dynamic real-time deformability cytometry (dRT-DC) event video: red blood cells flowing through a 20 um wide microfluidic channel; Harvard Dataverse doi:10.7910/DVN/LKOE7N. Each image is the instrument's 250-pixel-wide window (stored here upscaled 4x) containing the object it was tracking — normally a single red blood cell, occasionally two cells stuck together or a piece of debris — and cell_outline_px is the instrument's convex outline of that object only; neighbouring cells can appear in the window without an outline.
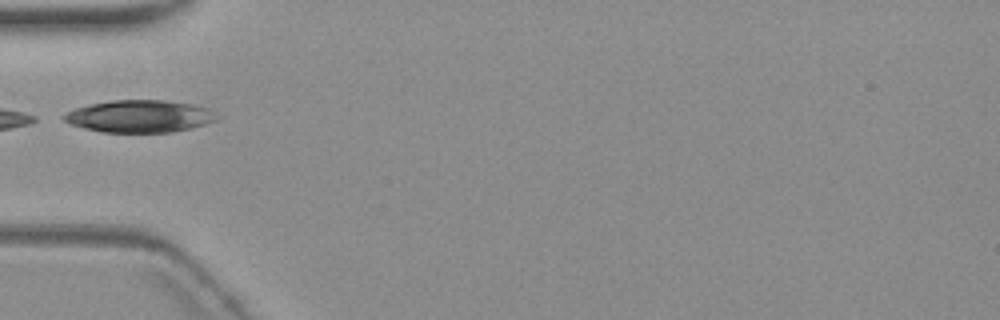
{"species": "common noctule bat (a hibernating species)", "species_latin": "Nyctalus noctula", "temperature_condition": "warm", "stored_images_in_passage": 8, "camera_frame_rate_fps": 3000, "um_per_image_px": 0.085, "animal": {"sex": "female", "body_mass_g": 19.3, "forearm_length_mm": 54.1}, "frame": {"image": 1, "passage_image": 2, "time_ms": 2.333, "image_size_px": [1000, 320], "cell_outline_px": [[216, 120], [204, 124], [172, 132], [104, 132], [84, 128], [72, 124], [64, 120], [64, 116], [68, 112], [76, 108], [88, 104], [112, 100], [164, 100], [192, 104], [208, 108], [212, 112]], "centroid_in_image_um": [11.84, 9.87], "position_along_channel_um": 73.2, "area_um2": 28.26}}
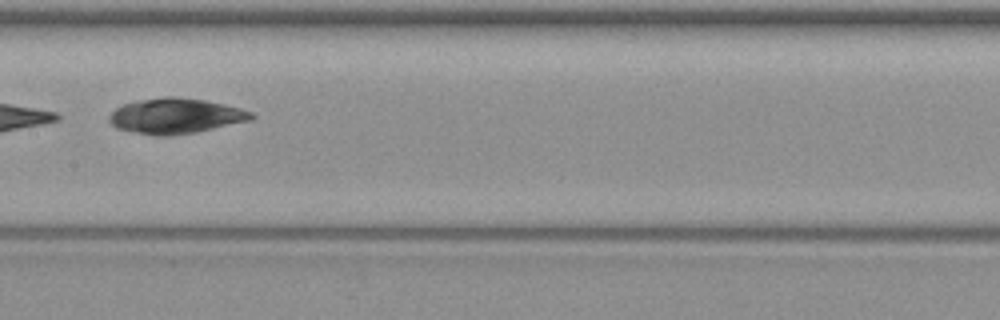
{"frame": {"image": 2, "passage_image": 5, "time_ms": 5.667, "image_size_px": [1000, 320], "cell_outline_px": [[256, 116], [252, 120], [196, 132], [168, 136], [156, 136], [116, 128], [108, 120], [108, 116], [116, 108], [124, 104], [136, 100], [164, 96], [176, 96], [204, 100], [224, 104], [240, 108], [252, 112]], "centroid_in_image_um": [14.93, 9.85], "position_along_channel_um": 192.5, "area_um2": 29.36}}
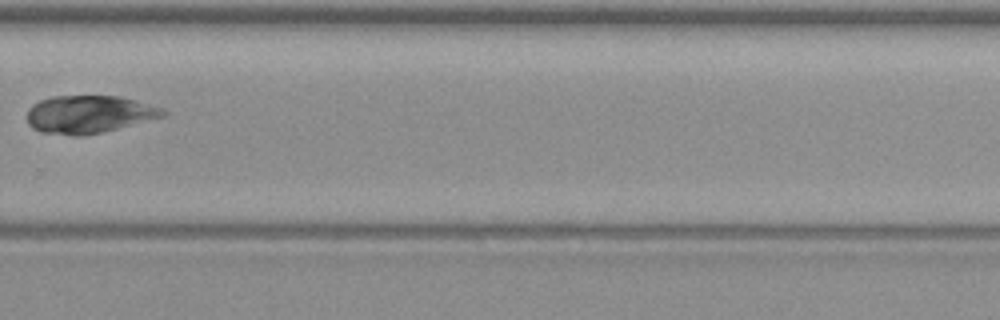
{"frame": {"image": 3, "passage_image": 8, "time_ms": 9.333, "image_size_px": [1000, 320], "cell_outline_px": [[168, 116], [84, 136], [72, 136], [40, 132], [32, 128], [28, 124], [28, 108], [40, 100], [52, 96], [120, 96], [136, 100], [164, 108], [168, 112]], "centroid_in_image_um": [7.6, 9.72], "position_along_channel_um": 322.2, "area_um2": 30.17}}